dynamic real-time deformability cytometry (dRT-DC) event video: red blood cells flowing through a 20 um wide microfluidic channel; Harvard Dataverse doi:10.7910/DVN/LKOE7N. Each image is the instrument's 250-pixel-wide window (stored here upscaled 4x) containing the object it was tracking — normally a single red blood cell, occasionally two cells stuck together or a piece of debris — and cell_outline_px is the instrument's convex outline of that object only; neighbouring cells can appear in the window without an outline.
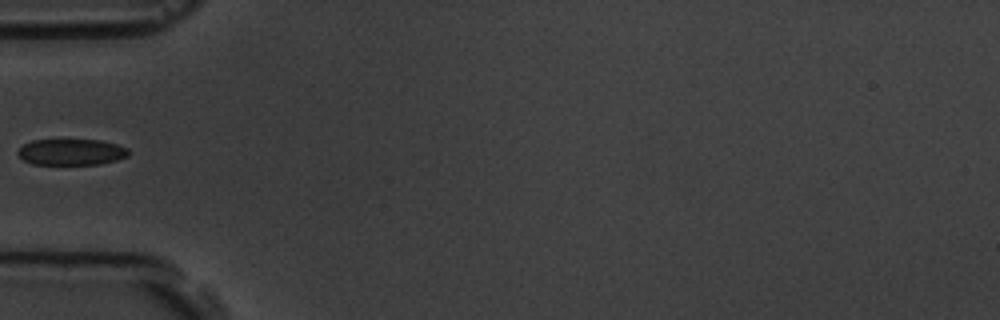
{"species": "common noctule bat (a hibernating species)", "species_latin": "Nyctalus noctula", "temperature_condition": "room temperature", "stored_images_in_passage": 6, "camera_frame_rate_fps": 3000, "um_per_image_px": 0.085, "animal": {"sex": "male", "body_mass_g": 19.5, "forearm_length_mm": 54.6}, "frame": {"image": 1, "passage_image": 5, "time_ms": 4.667, "image_size_px": [1000, 320], "cell_outline_px": [[128, 156], [116, 160], [100, 164], [32, 164], [24, 160], [16, 152], [24, 144], [32, 140], [100, 140], [116, 144], [128, 148]], "centroid_in_image_um": [6.06, 12.92], "position_along_channel_um": 78.9, "area_um2": 16.76}}
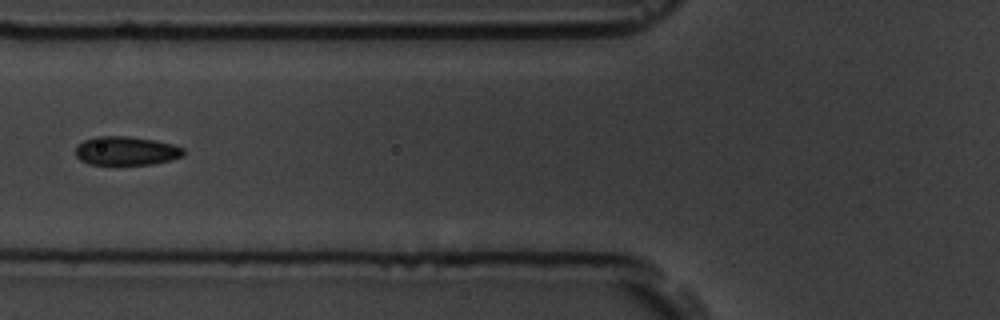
{"frame": {"image": 2, "passage_image": 6, "time_ms": 5.667, "image_size_px": [1000, 320], "cell_outline_px": [[184, 156], [152, 164], [88, 164], [80, 160], [76, 156], [76, 148], [84, 140], [96, 136], [128, 136], [156, 140], [172, 144], [184, 148]], "centroid_in_image_um": [10.73, 12.81], "position_along_channel_um": 115.1, "area_um2": 18.03}}